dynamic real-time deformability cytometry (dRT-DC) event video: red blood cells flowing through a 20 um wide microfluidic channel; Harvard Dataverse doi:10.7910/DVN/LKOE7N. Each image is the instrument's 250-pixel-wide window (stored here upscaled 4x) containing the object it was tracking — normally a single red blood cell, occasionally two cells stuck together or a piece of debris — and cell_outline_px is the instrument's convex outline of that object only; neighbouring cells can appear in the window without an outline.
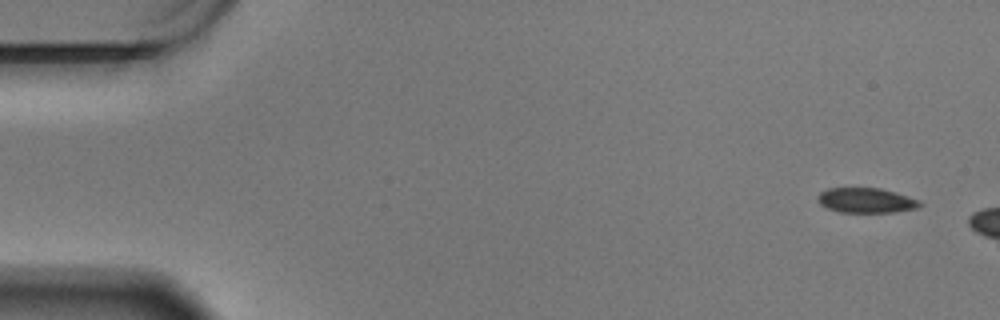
{"species": "Egyptian fruit bat (a non-hibernating species)", "species_latin": "Rousettus aegyptiacus", "temperature_condition": "warm", "stored_images_in_passage": 6, "camera_frame_rate_fps": 3000, "um_per_image_px": 0.085, "animal": {"sex": "male"}, "frame": {"image": 1, "passage_image": 1, "time_ms": 0.0, "image_size_px": [1000, 320], "cell_outline_px": [[924, 204], [920, 208], [896, 212], [840, 212], [828, 208], [820, 204], [816, 196], [820, 192], [828, 188], [880, 188], [920, 200]], "centroid_in_image_um": [73.65, 17.04], "position_along_channel_um": 11.4, "area_um2": 14.91}}